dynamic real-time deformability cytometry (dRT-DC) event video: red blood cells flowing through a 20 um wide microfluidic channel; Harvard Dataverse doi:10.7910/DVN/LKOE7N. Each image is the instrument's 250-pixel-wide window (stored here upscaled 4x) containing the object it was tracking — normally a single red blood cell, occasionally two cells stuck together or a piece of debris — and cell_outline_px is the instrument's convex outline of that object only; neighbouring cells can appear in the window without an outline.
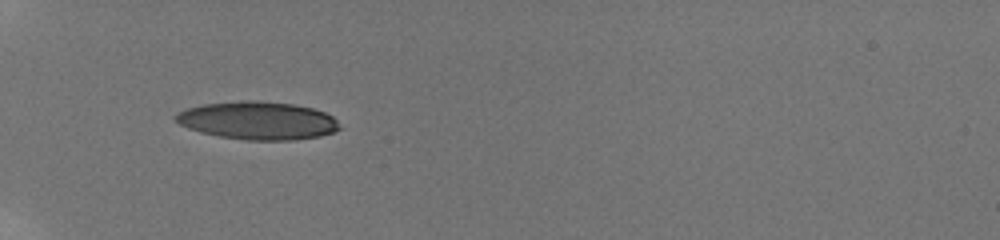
{"species": "human", "species_latin": "Homo sapiens", "temperature_condition": "room temperature", "stored_images_in_passage": 8, "camera_frame_rate_fps": 3000, "um_per_image_px": 0.085, "donor": {"sex": "male"}, "frame": {"image": 1, "passage_image": 1, "time_ms": 0.0, "image_size_px": [1000, 240], "cell_outline_px": [[344, 128], [336, 132], [320, 136], [292, 140], [248, 140], [220, 136], [200, 132], [188, 128], [180, 124], [172, 116], [176, 112], [184, 108], [204, 104], [244, 100], [252, 100], [292, 104], [312, 108], [324, 112], [332, 116]], "centroid_in_image_um": [21.91, 10.25], "position_along_channel_um": 63.1, "area_um2": 36.47}}
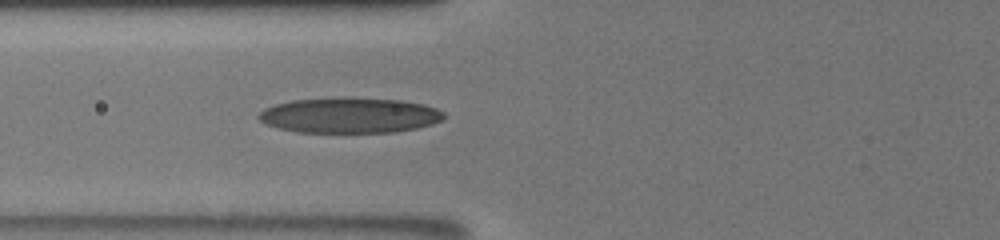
{"frame": {"image": 2, "passage_image": 6, "time_ms": 1.333, "image_size_px": [1000, 240], "cell_outline_px": [[444, 116], [440, 120], [432, 124], [416, 128], [392, 132], [296, 132], [280, 128], [268, 124], [260, 120], [256, 116], [264, 108], [276, 104], [292, 100], [344, 96], [400, 100], [424, 104], [436, 108], [444, 112]], "centroid_in_image_um": [29.7, 9.78], "position_along_channel_um": 96.1, "area_um2": 38.38}}